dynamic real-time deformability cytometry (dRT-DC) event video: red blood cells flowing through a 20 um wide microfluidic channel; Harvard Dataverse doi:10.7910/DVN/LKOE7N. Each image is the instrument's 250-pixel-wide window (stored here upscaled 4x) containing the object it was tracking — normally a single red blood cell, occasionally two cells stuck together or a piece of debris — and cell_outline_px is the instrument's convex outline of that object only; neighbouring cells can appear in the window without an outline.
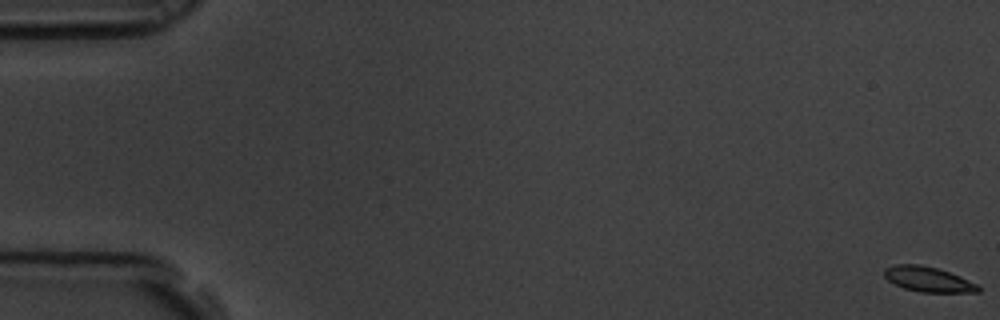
{"species": "common noctule bat (a hibernating species)", "species_latin": "Nyctalus noctula", "temperature_condition": "room temperature", "stored_images_in_passage": 60, "camera_frame_rate_fps": 3000, "um_per_image_px": 0.085, "animal": {"sex": "male", "body_mass_g": 19.5, "forearm_length_mm": 54.6}, "frame": {"image": 1, "passage_image": 1, "time_ms": 0.0, "image_size_px": [1000, 320], "cell_outline_px": [[980, 292], [920, 292], [904, 288], [888, 280], [884, 276], [884, 268], [892, 264], [920, 264], [936, 268], [948, 272], [980, 284]], "centroid_in_image_um": [78.9, 23.73], "position_along_channel_um": 6.1, "area_um2": 13.76}}
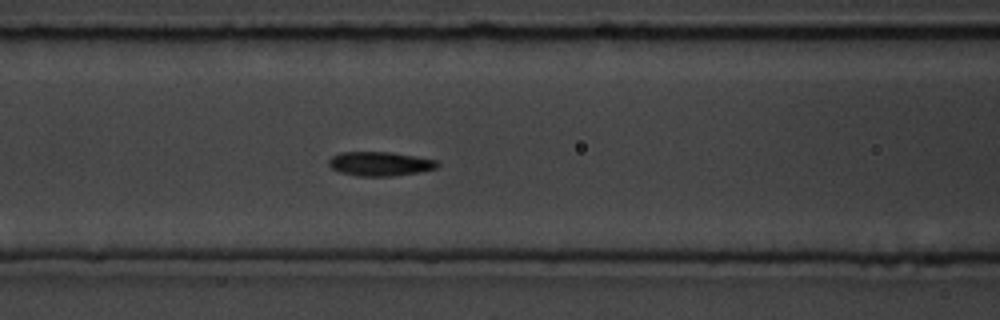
{"frame": {"image": 2, "passage_image": 26, "time_ms": 8.333, "image_size_px": [1000, 320], "cell_outline_px": [[440, 164], [436, 168], [420, 172], [392, 176], [356, 176], [340, 172], [332, 168], [328, 164], [328, 160], [332, 156], [340, 152], [392, 152], [436, 160]], "centroid_in_image_um": [32.28, 13.92], "position_along_channel_um": 134.3, "area_um2": 15.32}}
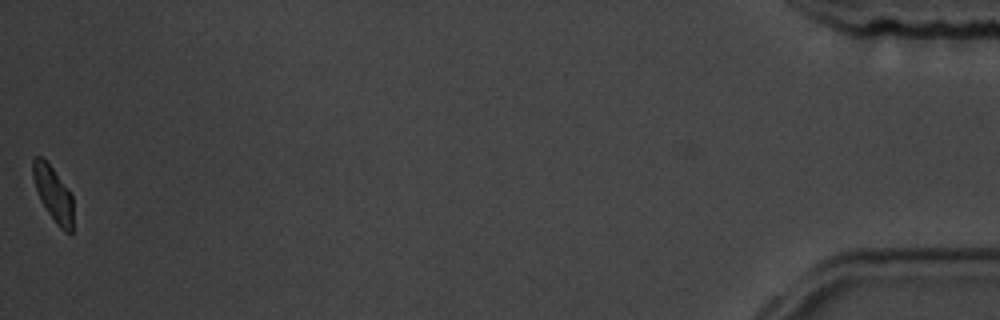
{"frame": {"image": 3, "passage_image": 60, "time_ms": 19.667, "image_size_px": [1000, 320], "cell_outline_px": [[72, 232], [64, 232], [56, 224], [40, 200], [32, 176], [32, 160], [36, 156], [40, 156], [52, 168], [72, 196]], "centroid_in_image_um": [4.5, 16.49], "position_along_channel_um": 430.7, "area_um2": 12.54}, "authors_computed_cell_mechanics": {"area_um2": 14.5656, "velocity_mm_per_s": 3.4781, "shape_relaxation_time_tau1_ms": 3.1173, "shape_relaxation_time_tau2_ms": 1.1679, "deformation_change_tau1": 0.1303, "deformation_change_tau2": 0.0574}}